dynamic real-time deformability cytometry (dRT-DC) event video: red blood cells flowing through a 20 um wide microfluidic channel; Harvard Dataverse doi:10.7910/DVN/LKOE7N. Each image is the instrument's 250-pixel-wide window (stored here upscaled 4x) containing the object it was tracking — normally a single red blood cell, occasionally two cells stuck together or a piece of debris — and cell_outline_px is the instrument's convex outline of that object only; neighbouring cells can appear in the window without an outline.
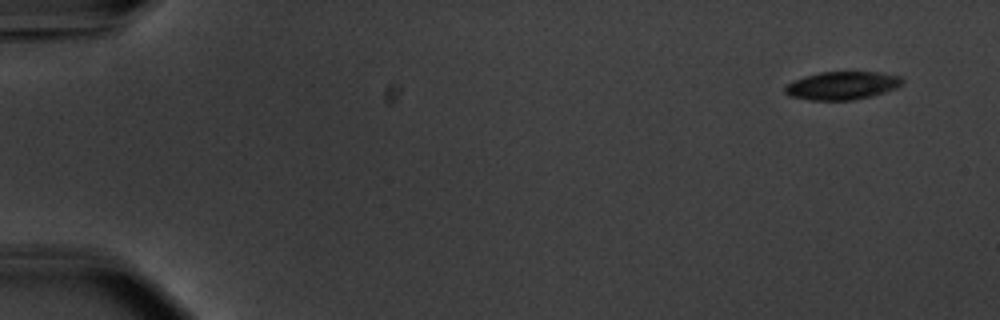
{"species": "common noctule bat (a hibernating species)", "species_latin": "Nyctalus noctula", "temperature_condition": "warm", "stored_images_in_passage": 12, "camera_frame_rate_fps": 3000, "um_per_image_px": 0.085, "animal": {"sex": "male", "body_mass_g": 20.1, "forearm_length_mm": 53.5}, "frame": {"image": 1, "passage_image": 1, "time_ms": 0.0, "image_size_px": [1000, 320], "cell_outline_px": [[904, 84], [896, 88], [872, 96], [852, 100], [808, 100], [788, 96], [784, 92], [784, 88], [792, 80], [804, 76], [820, 72], [880, 72], [900, 76], [904, 80]], "centroid_in_image_um": [71.57, 7.27], "position_along_channel_um": 13.4, "area_um2": 19.42}}